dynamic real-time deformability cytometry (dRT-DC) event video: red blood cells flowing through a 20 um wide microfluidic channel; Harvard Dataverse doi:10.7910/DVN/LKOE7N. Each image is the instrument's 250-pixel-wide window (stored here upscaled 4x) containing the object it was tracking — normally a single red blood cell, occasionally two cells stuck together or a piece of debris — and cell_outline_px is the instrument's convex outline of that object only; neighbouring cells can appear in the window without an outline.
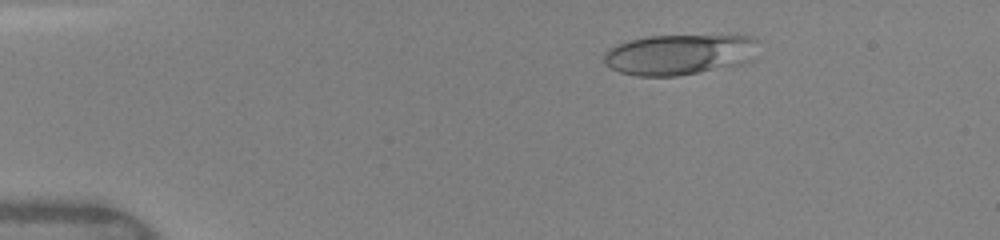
{"species": "human", "species_latin": "Homo sapiens", "temperature_condition": "warm", "stored_images_in_passage": 49, "camera_frame_rate_fps": 3000, "um_per_image_px": 0.085, "donor": {"sex": "female"}, "frame": {"image": 1, "passage_image": 8, "time_ms": 2.333, "image_size_px": [1000, 240], "cell_outline_px": [[760, 40], [752, 60], [744, 64], [676, 76], [636, 76], [620, 72], [604, 64], [604, 52], [608, 48], [632, 40], [648, 36], [752, 36]], "centroid_in_image_um": [57.78, 4.64], "position_along_channel_um": 27.2, "area_um2": 36.53}}
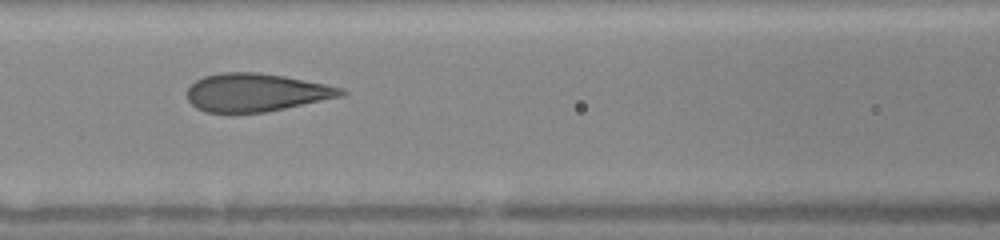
{"frame": {"image": 2, "passage_image": 22, "time_ms": 7.0, "image_size_px": [1000, 240], "cell_outline_px": [[348, 92], [344, 96], [264, 112], [208, 112], [196, 108], [188, 100], [188, 88], [196, 80], [204, 76], [220, 72], [256, 72], [284, 76], [344, 88]], "centroid_in_image_um": [21.78, 7.85], "position_along_channel_um": 144.8, "area_um2": 33.93}}
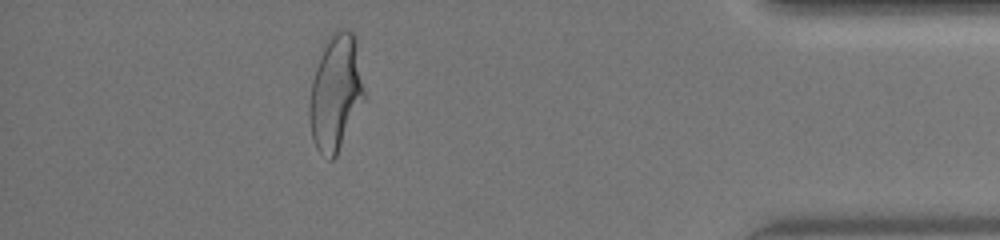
{"frame": {"image": 3, "passage_image": 44, "time_ms": 14.333, "image_size_px": [1000, 240], "cell_outline_px": [[364, 100], [336, 156], [332, 160], [328, 160], [316, 148], [312, 140], [308, 116], [308, 104], [312, 80], [316, 68], [328, 36], [332, 32], [340, 28], [348, 28], [356, 36], [364, 92]], "centroid_in_image_um": [28.52, 7.87], "position_along_channel_um": 406.7, "area_um2": 37.11}, "authors_computed_cell_mechanics": {"area_um2": 35.4892, "velocity_mm_per_s": 4.1121, "shape_relaxation_time_tau1_ms": 4.2592, "shape_relaxation_time_tau2_ms": null, "deformation_change_tau1": 0.1828, "deformation_change_tau2": null}}